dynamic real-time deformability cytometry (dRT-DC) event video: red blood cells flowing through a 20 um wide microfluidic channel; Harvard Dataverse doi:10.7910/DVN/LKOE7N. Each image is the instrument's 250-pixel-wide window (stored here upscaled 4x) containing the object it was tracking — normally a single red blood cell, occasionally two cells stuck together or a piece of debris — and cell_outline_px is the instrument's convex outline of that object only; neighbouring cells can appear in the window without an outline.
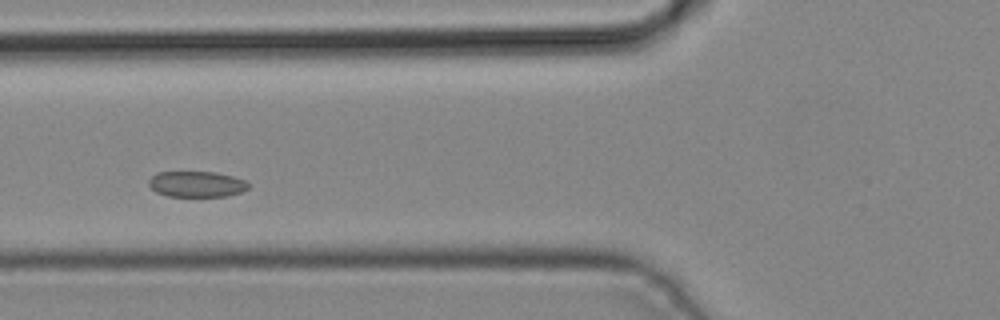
{"species": "common noctule bat (a hibernating species)", "species_latin": "Nyctalus noctula", "temperature_condition": "cold", "stored_images_in_passage": 3, "camera_frame_rate_fps": 3000, "um_per_image_px": 0.085, "animal": {"sex": "male", "body_mass_g": 19.2, "forearm_length_mm": 51.8}, "frame": {"image": 1, "passage_image": 3, "time_ms": 0.667, "image_size_px": [1000, 320], "cell_outline_px": [[248, 188], [240, 192], [228, 196], [168, 196], [156, 192], [148, 184], [148, 180], [156, 172], [216, 172], [248, 180]], "centroid_in_image_um": [16.72, 15.64], "position_along_channel_um": 109.1, "area_um2": 15.03}}